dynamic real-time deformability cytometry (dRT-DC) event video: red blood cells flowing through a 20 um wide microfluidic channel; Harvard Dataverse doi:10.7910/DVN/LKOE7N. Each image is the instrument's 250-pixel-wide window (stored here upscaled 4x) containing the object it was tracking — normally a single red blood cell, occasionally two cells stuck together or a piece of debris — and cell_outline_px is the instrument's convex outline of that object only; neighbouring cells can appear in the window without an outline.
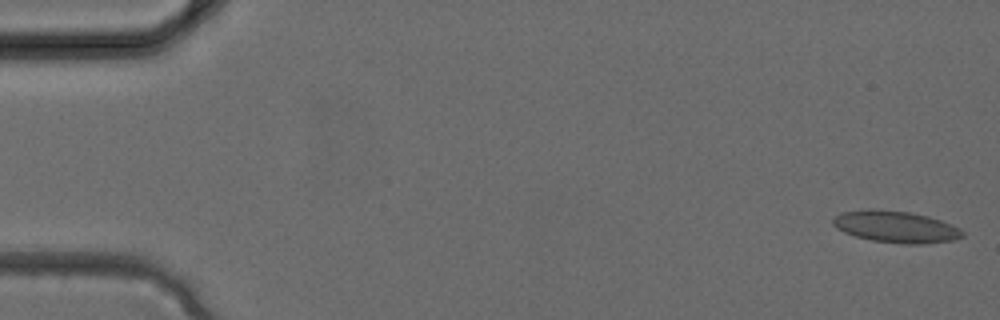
{"species": "common noctule bat (a hibernating species)", "species_latin": "Nyctalus noctula", "temperature_condition": "cold", "stored_images_in_passage": 2, "camera_frame_rate_fps": 3000, "um_per_image_px": 0.085, "animal": {"sex": "female", "body_mass_g": 24.6, "forearm_length_mm": 56.2}, "frame": {"image": 1, "passage_image": 1, "time_ms": 0.0, "image_size_px": [1000, 320], "cell_outline_px": [[964, 236], [952, 240], [920, 244], [904, 244], [872, 240], [856, 236], [844, 232], [836, 228], [832, 224], [832, 220], [840, 212], [868, 208], [872, 208], [912, 212], [928, 216], [940, 220], [960, 228], [964, 232]], "centroid_in_image_um": [76.12, 19.26], "position_along_channel_um": 8.9, "area_um2": 24.04}}